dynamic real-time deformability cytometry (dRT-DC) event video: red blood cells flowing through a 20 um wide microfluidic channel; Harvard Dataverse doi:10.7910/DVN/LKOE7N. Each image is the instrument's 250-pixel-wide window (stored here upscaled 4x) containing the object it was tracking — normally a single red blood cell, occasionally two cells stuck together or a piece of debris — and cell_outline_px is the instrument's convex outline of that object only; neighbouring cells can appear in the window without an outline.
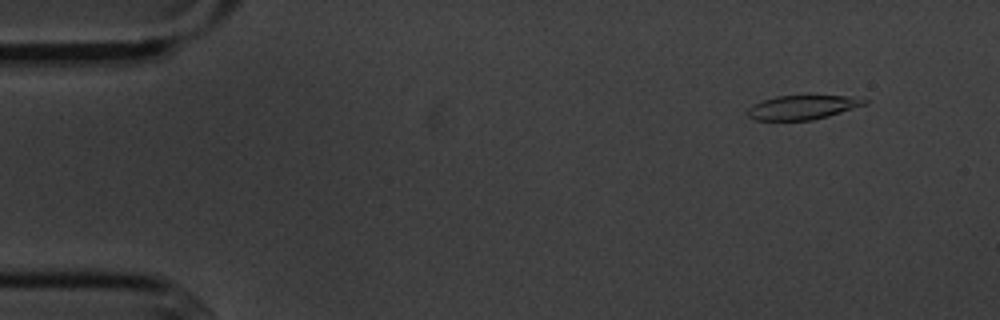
{"species": "common noctule bat (a hibernating species)", "species_latin": "Nyctalus noctula", "temperature_condition": "cold", "stored_images_in_passage": 4, "camera_frame_rate_fps": 3000, "um_per_image_px": 0.085, "animal": {"sex": "male", "body_mass_g": 20.1, "forearm_length_mm": 53.5}, "frame": {"image": 1, "passage_image": 1, "time_ms": 0.0, "image_size_px": [1000, 320], "cell_outline_px": [[868, 104], [828, 116], [812, 120], [756, 120], [748, 116], [748, 108], [764, 100], [776, 96], [848, 96], [868, 100]], "centroid_in_image_um": [68.24, 9.13], "position_along_channel_um": 16.8, "area_um2": 16.18}}
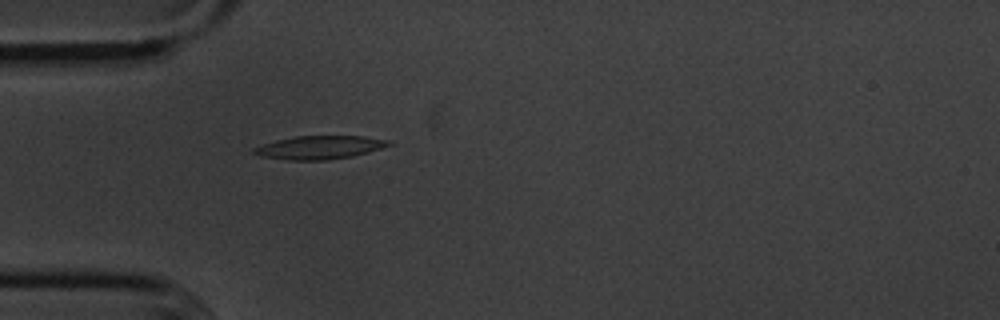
{"frame": {"image": 2, "passage_image": 4, "time_ms": 3.667, "image_size_px": [1000, 320], "cell_outline_px": [[392, 144], [368, 152], [352, 156], [324, 160], [288, 160], [260, 156], [252, 152], [252, 148], [276, 140], [296, 136], [364, 136], [392, 140]], "centroid_in_image_um": [27.16, 12.52], "position_along_channel_um": 57.8, "area_um2": 18.26}}